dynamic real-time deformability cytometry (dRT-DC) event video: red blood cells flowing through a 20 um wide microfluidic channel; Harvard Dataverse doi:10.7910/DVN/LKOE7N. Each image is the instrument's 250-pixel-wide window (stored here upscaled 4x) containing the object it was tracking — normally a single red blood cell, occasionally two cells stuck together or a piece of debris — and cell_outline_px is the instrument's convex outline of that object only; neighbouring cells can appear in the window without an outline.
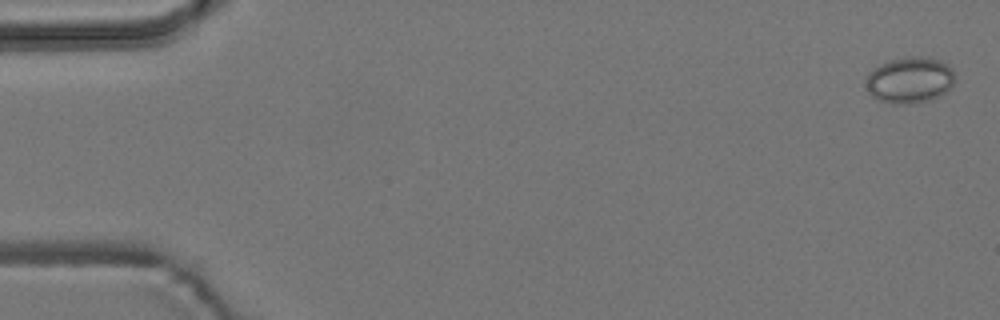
{"species": "common noctule bat (a hibernating species)", "species_latin": "Nyctalus noctula", "temperature_condition": "room temperature", "stored_images_in_passage": 5, "camera_frame_rate_fps": 3000, "um_per_image_px": 0.085, "animal": {"sex": "male", "body_mass_g": 19.2, "forearm_length_mm": 51.8}, "frame": {"image": 1, "passage_image": 1, "time_ms": 0.0, "image_size_px": [1000, 320], "cell_outline_px": [[952, 84], [940, 96], [932, 100], [908, 104], [892, 104], [876, 100], [868, 92], [864, 80], [868, 72], [880, 64], [892, 60], [908, 56], [932, 56], [948, 64], [952, 68]], "centroid_in_image_um": [77.28, 6.8], "position_along_channel_um": 7.7, "area_um2": 24.28}}
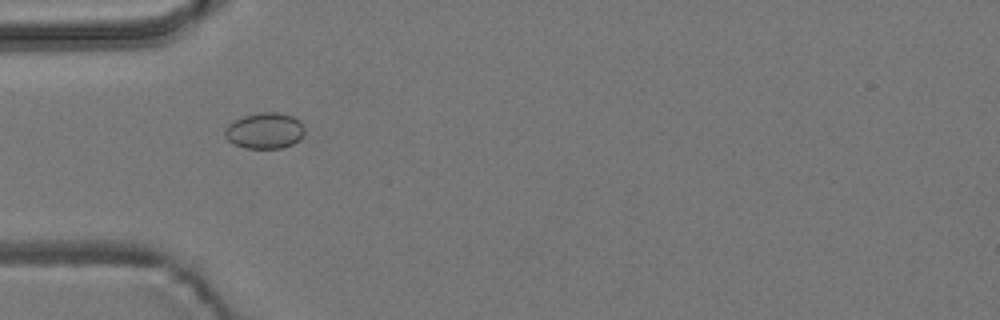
{"frame": {"image": 2, "passage_image": 5, "time_ms": 1.333, "image_size_px": [1000, 320], "cell_outline_px": [[304, 132], [300, 140], [284, 148], [244, 148], [232, 144], [224, 136], [224, 128], [228, 124], [244, 116], [260, 112], [280, 112], [292, 116], [300, 120], [304, 128]], "centroid_in_image_um": [22.5, 11.11], "position_along_channel_um": 62.5, "area_um2": 16.94}}